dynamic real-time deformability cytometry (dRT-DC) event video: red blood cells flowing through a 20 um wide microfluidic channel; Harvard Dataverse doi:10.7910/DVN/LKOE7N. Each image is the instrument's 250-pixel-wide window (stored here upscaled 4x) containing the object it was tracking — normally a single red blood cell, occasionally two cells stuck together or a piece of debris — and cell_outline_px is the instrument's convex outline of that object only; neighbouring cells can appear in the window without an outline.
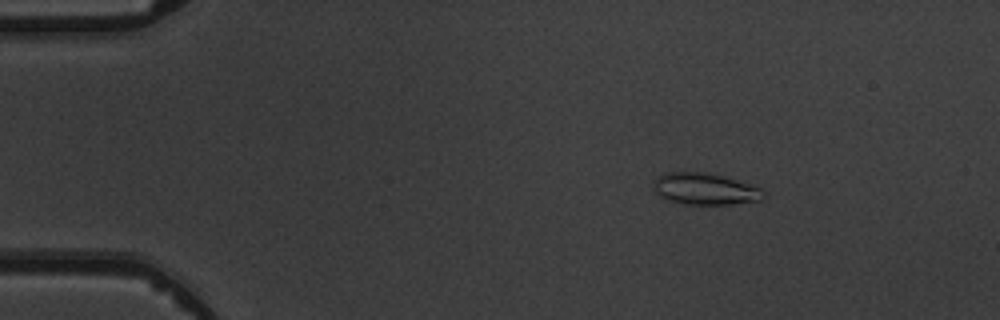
{"species": "common noctule bat (a hibernating species)", "species_latin": "Nyctalus noctula", "temperature_condition": "warm", "stored_images_in_passage": 5, "camera_frame_rate_fps": 3000, "um_per_image_px": 0.085, "animal": {"sex": "male", "body_mass_g": 19.5, "forearm_length_mm": 54.6}, "frame": {"image": 1, "passage_image": 2, "time_ms": 1.333, "image_size_px": [1000, 320], "cell_outline_px": [[764, 196], [760, 200], [732, 204], [684, 204], [660, 196], [656, 192], [652, 184], [656, 176], [664, 172], [704, 172], [724, 176], [760, 188], [764, 192]], "centroid_in_image_um": [59.89, 16.04], "position_along_channel_um": 25.1, "area_um2": 20.11}}
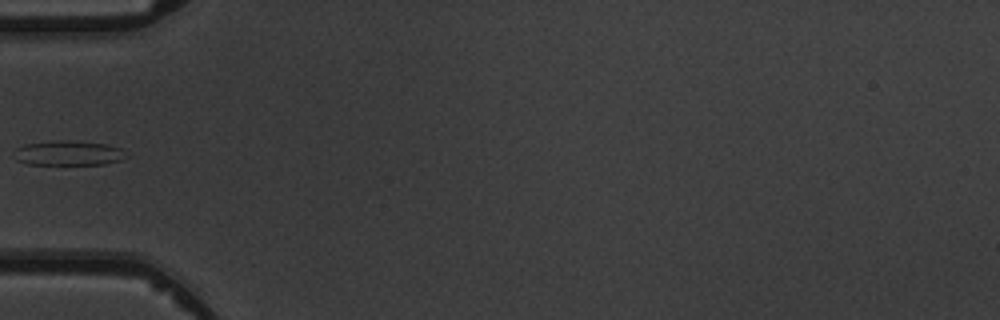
{"frame": {"image": 2, "passage_image": 5, "time_ms": 4.667, "image_size_px": [1000, 320], "cell_outline_px": [[124, 148], [120, 160], [104, 164], [28, 164], [16, 160], [12, 156], [12, 152], [16, 148], [24, 144], [56, 140], [68, 140], [108, 144]], "centroid_in_image_um": [5.73, 13.0], "position_along_channel_um": 79.3, "area_um2": 16.18}}